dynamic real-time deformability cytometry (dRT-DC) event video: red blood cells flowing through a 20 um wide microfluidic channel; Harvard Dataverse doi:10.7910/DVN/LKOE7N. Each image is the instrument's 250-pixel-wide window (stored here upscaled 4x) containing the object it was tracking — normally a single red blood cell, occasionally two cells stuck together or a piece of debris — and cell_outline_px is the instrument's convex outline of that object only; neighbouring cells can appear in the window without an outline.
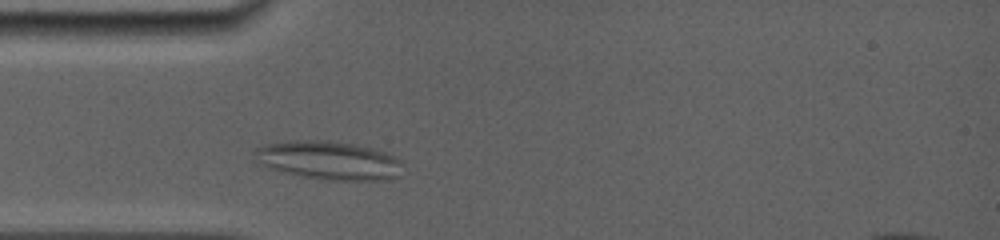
{"species": "common noctule bat (a hibernating species)", "species_latin": "Nyctalus noctula", "temperature_condition": "room temperature", "stored_images_in_passage": 43, "camera_frame_rate_fps": 5000, "um_per_image_px": 0.085, "animal": {"sex": "female", "body_mass_g": 19.0, "forearm_length_mm": 56.7}, "frame": {"image": 1, "passage_image": 2, "time_ms": 0.4, "image_size_px": [1000, 240], "cell_outline_px": [[400, 164], [396, 176], [388, 180], [328, 180], [300, 176], [268, 168], [256, 160], [256, 148], [264, 144], [288, 140], [328, 140], [352, 144], [372, 148], [388, 152]], "centroid_in_image_um": [27.88, 13.62], "position_along_channel_um": 57.1, "area_um2": 32.95}}
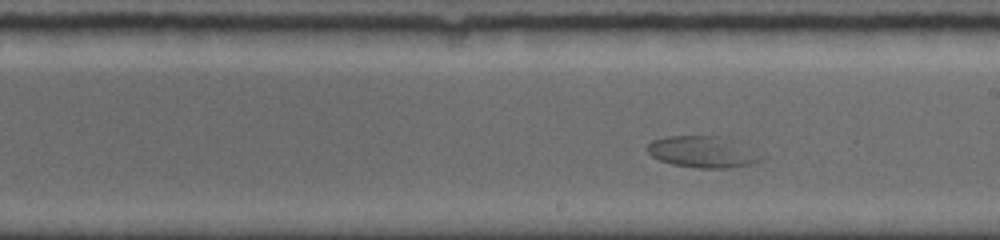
{"frame": {"image": 2, "passage_image": 22, "time_ms": 5.2, "image_size_px": [1000, 240], "cell_outline_px": [[764, 156], [760, 160], [748, 164], [732, 168], [696, 168], [672, 164], [660, 160], [652, 156], [648, 152], [648, 144], [652, 140], [668, 136], [720, 136]], "centroid_in_image_um": [59.66, 12.92], "position_along_channel_um": 229.3, "area_um2": 20.35}}
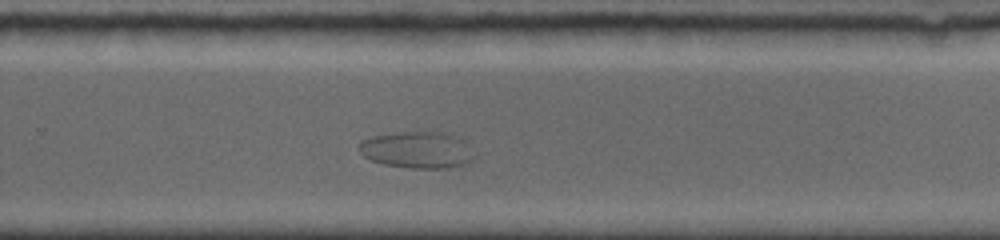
{"frame": {"image": 3, "passage_image": 30, "time_ms": 7.0, "image_size_px": [1000, 240], "cell_outline_px": [[476, 156], [468, 164], [448, 168], [408, 168], [384, 164], [372, 160], [364, 156], [360, 152], [360, 140], [372, 136], [400, 132], [452, 132]], "centroid_in_image_um": [35.47, 12.75], "position_along_channel_um": 294.3, "area_um2": 24.57}}